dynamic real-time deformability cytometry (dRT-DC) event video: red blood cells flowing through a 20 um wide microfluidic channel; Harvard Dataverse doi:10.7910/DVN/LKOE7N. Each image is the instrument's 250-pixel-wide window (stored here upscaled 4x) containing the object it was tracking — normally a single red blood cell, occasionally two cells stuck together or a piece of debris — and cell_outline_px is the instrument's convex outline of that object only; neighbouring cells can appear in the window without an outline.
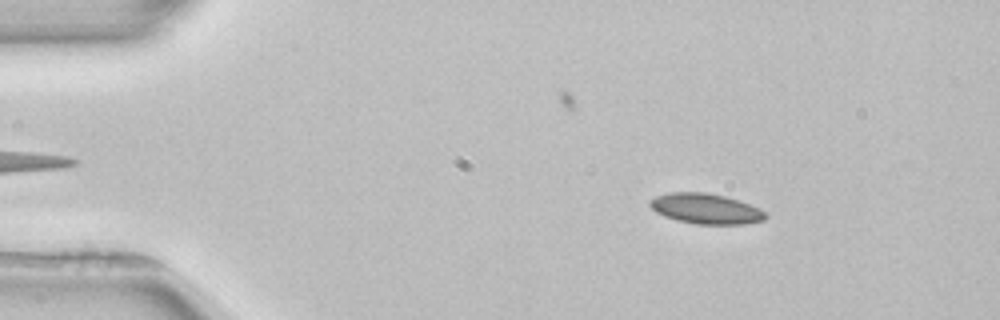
{"species": "common noctule bat (a hibernating species)", "species_latin": "Nyctalus noctula", "temperature_condition": "room temperature", "stored_images_in_passage": 53, "camera_frame_rate_fps": 3000, "um_per_image_px": 0.085, "animal": {"sex": "female", "body_mass_g": 22.7, "forearm_length_mm": 54.2}, "frame": {"image": 1, "passage_image": 9, "time_ms": 2.667, "image_size_px": [1000, 320], "cell_outline_px": [[768, 216], [764, 220], [744, 224], [696, 224], [676, 220], [664, 216], [656, 212], [648, 204], [656, 196], [672, 192], [704, 192], [724, 196], [760, 208]], "centroid_in_image_um": [59.99, 17.75], "position_along_channel_um": 25.0, "area_um2": 20.23}}
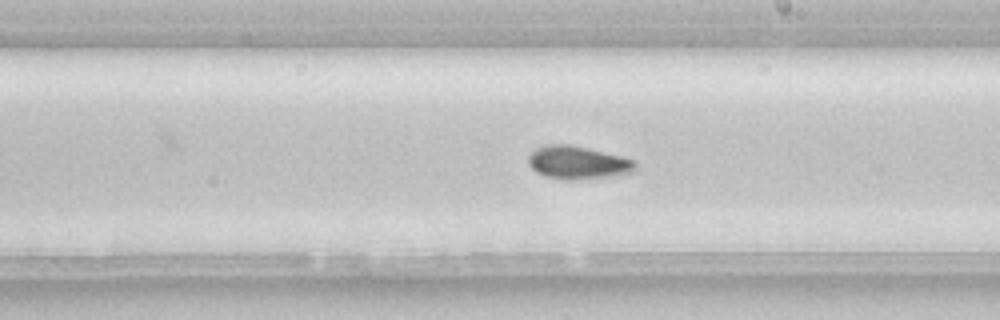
{"frame": {"image": 2, "passage_image": 31, "time_ms": 10.0, "image_size_px": [1000, 320], "cell_outline_px": [[636, 172], [612, 176], [572, 180], [564, 180], [548, 176], [536, 172], [528, 164], [528, 156], [536, 148], [544, 144], [568, 144], [588, 148], [636, 160]], "centroid_in_image_um": [49.12, 13.82], "position_along_channel_um": 239.9, "area_um2": 20.69}}